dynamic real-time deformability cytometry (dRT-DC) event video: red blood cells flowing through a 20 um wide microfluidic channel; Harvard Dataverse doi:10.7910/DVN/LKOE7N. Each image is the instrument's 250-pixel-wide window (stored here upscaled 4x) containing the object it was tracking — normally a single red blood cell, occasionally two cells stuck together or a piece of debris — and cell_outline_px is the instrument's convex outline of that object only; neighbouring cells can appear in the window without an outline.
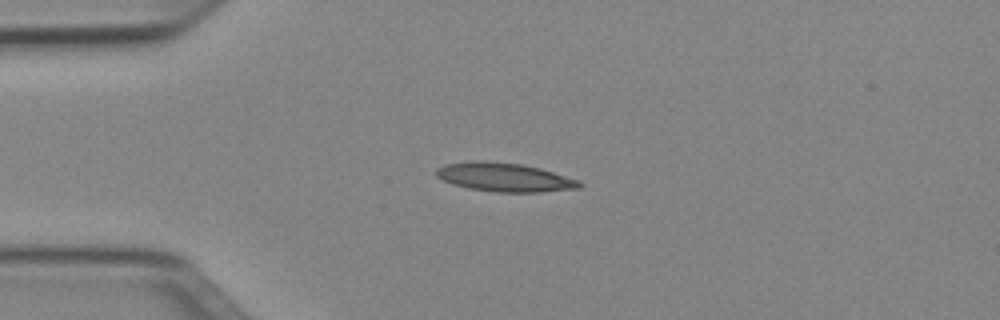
{"species": "Egyptian fruit bat (a non-hibernating species)", "species_latin": "Rousettus aegyptiacus", "temperature_condition": "cold", "stored_images_in_passage": 39, "camera_frame_rate_fps": 3000, "um_per_image_px": 0.085, "animal": {"sex": "female"}, "frame": {"image": 1, "passage_image": 1, "time_ms": 0.0, "image_size_px": [1000, 320], "cell_outline_px": [[584, 184], [580, 188], [540, 192], [496, 192], [468, 188], [452, 184], [436, 176], [436, 168], [444, 164], [476, 160], [480, 160], [520, 164], [540, 168], [580, 180]], "centroid_in_image_um": [42.89, 15.06], "position_along_channel_um": 42.1, "area_um2": 24.04}}
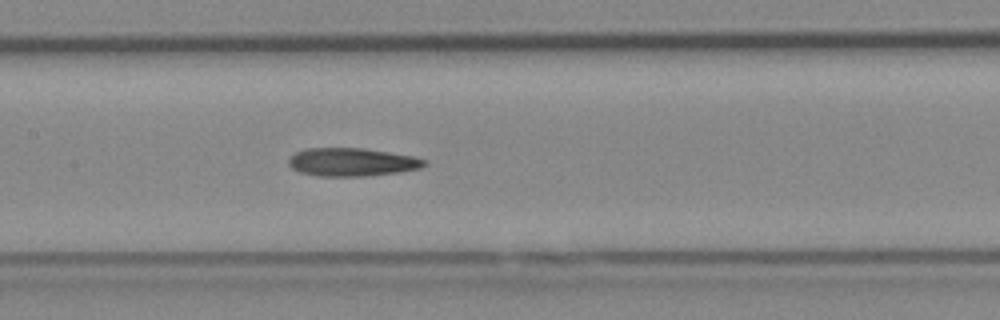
{"frame": {"image": 2, "passage_image": 13, "time_ms": 4.0, "image_size_px": [1000, 320], "cell_outline_px": [[428, 164], [420, 168], [400, 172], [364, 176], [316, 176], [300, 172], [292, 168], [288, 164], [288, 160], [296, 152], [304, 148], [364, 148], [412, 156], [428, 160]], "centroid_in_image_um": [29.92, 13.78], "position_along_channel_um": 177.5, "area_um2": 22.37}}
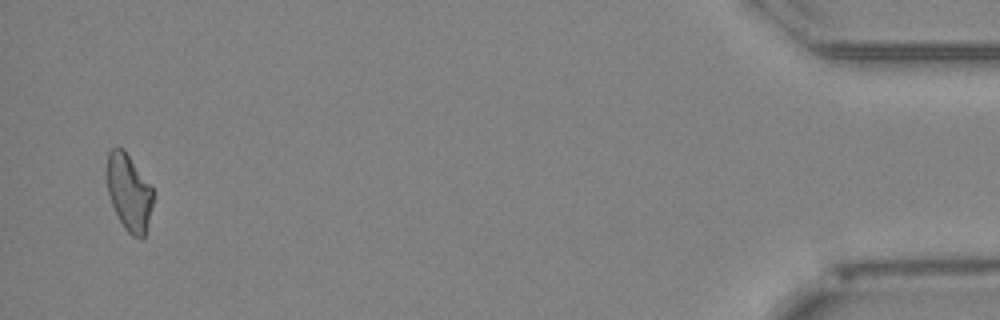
{"frame": {"image": 3, "passage_image": 38, "time_ms": 12.333, "image_size_px": [1000, 320], "cell_outline_px": [[152, 204], [148, 224], [144, 236], [132, 236], [124, 228], [112, 204], [108, 192], [104, 172], [108, 152], [112, 148], [124, 148], [152, 188]], "centroid_in_image_um": [10.91, 16.29], "position_along_channel_um": 424.3, "area_um2": 20.58}}